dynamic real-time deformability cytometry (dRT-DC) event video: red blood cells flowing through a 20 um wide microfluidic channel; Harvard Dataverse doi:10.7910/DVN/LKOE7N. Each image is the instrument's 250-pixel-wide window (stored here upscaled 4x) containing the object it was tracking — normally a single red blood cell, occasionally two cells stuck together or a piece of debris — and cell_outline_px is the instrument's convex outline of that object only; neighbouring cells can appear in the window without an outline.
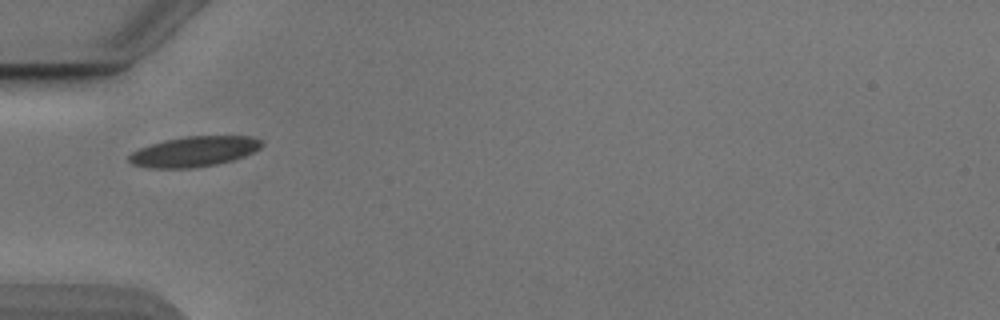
{"species": "Egyptian fruit bat (a non-hibernating species)", "species_latin": "Rousettus aegyptiacus", "temperature_condition": "cold", "stored_images_in_passage": 20, "camera_frame_rate_fps": 3000, "um_per_image_px": 0.085, "animal": {"sex": "male"}, "frame": {"image": 1, "passage_image": 1, "time_ms": 0.0, "image_size_px": [1000, 320], "cell_outline_px": [[264, 144], [260, 148], [244, 156], [232, 160], [216, 164], [192, 168], [148, 168], [132, 164], [128, 160], [128, 156], [132, 152], [140, 148], [164, 140], [188, 136], [248, 136], [260, 140]], "centroid_in_image_um": [16.48, 12.88], "position_along_channel_um": 68.5, "area_um2": 23.24}}